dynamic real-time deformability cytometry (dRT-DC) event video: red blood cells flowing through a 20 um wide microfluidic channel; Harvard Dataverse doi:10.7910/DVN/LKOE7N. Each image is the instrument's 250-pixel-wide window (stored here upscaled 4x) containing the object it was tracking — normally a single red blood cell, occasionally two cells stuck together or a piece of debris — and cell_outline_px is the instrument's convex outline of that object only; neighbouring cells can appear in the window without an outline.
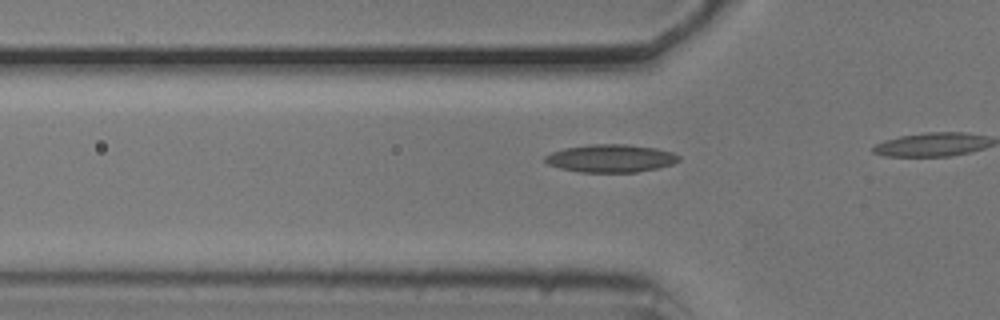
{"species": "common noctule bat (a hibernating species)", "species_latin": "Nyctalus noctula", "temperature_condition": "cold", "stored_images_in_passage": 13, "camera_frame_rate_fps": 3000, "um_per_image_px": 0.085, "animal": {"sex": "male", "body_mass_g": 20.5, "forearm_length_mm": 52.5}, "frame": {"image": 1, "passage_image": 10, "time_ms": 3.0, "image_size_px": [1000, 320], "cell_outline_px": [[680, 160], [672, 164], [660, 168], [636, 172], [580, 172], [560, 168], [548, 164], [544, 160], [544, 156], [552, 152], [564, 148], [588, 144], [624, 144], [656, 148], [672, 152], [680, 156]], "centroid_in_image_um": [51.92, 13.46], "position_along_channel_um": 73.9, "area_um2": 21.79}}